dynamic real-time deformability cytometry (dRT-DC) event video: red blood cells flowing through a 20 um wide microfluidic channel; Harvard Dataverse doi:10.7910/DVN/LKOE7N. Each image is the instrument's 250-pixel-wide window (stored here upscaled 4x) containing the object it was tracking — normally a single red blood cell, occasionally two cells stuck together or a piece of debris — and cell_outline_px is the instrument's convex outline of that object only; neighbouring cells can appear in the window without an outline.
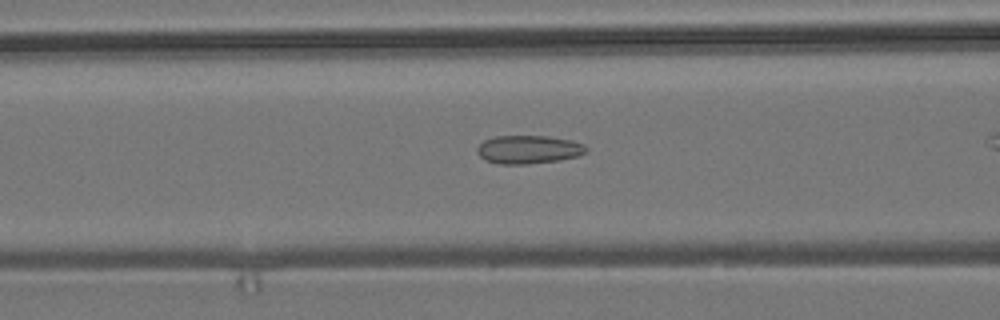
{"species": "common noctule bat (a hibernating species)", "species_latin": "Nyctalus noctula", "temperature_condition": "room temperature", "stored_images_in_passage": 28, "camera_frame_rate_fps": 3000, "um_per_image_px": 0.085, "animal": {"sex": "male", "body_mass_g": 19.2, "forearm_length_mm": 51.8}, "frame": {"image": 1, "passage_image": 6, "time_ms": 1.667, "image_size_px": [1000, 320], "cell_outline_px": [[588, 148], [584, 152], [576, 156], [560, 160], [528, 164], [500, 164], [484, 160], [476, 152], [476, 148], [484, 140], [496, 136], [548, 136], [572, 140], [584, 144]], "centroid_in_image_um": [44.9, 12.71], "position_along_channel_um": 121.7, "area_um2": 18.03}}
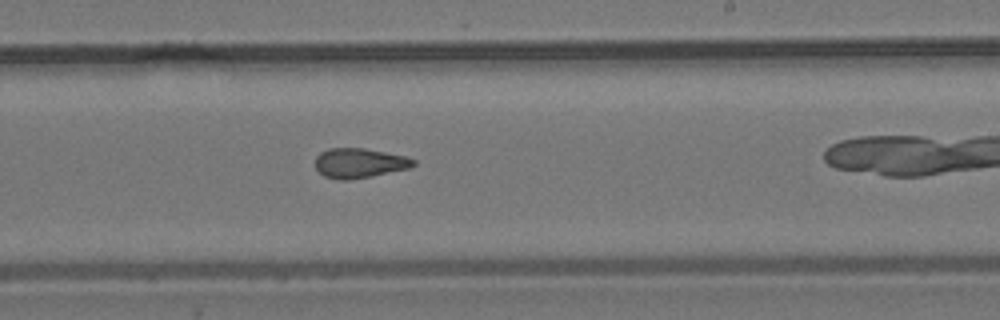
{"frame": {"image": 2, "passage_image": 17, "time_ms": 5.333, "image_size_px": [1000, 320], "cell_outline_px": [[416, 164], [408, 168], [348, 180], [340, 180], [324, 176], [316, 168], [316, 156], [320, 152], [328, 148], [364, 148], [404, 156], [416, 160]], "centroid_in_image_um": [30.51, 13.85], "position_along_channel_um": 258.5, "area_um2": 16.7}}
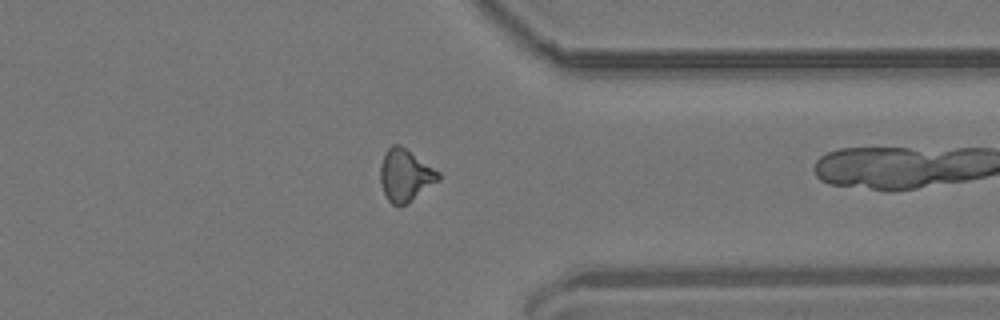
{"frame": {"image": 3, "passage_image": 27, "time_ms": 8.667, "image_size_px": [1000, 320], "cell_outline_px": [[440, 180], [404, 204], [392, 204], [388, 200], [384, 192], [380, 180], [380, 164], [384, 152], [392, 144], [400, 144], [440, 172]], "centroid_in_image_um": [34.43, 14.85], "position_along_channel_um": 377.0, "area_um2": 17.4}}